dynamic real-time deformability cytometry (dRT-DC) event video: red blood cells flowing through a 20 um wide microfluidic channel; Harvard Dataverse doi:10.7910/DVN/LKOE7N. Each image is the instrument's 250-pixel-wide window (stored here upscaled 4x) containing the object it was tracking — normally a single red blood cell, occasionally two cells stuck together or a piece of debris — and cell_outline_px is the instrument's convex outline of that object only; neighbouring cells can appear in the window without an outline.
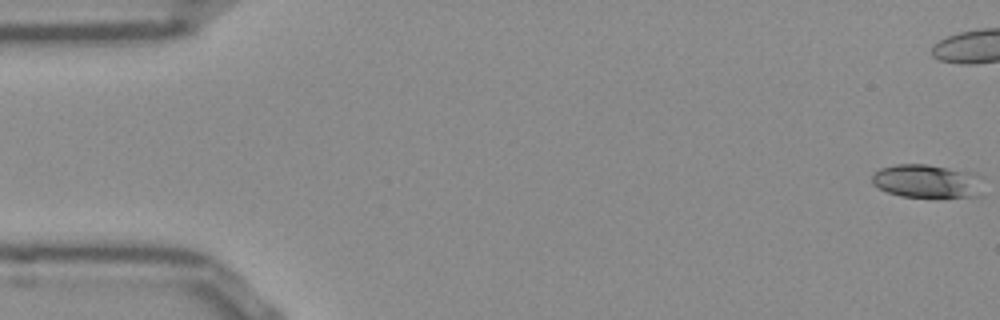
{"species": "Egyptian fruit bat (a non-hibernating species)", "species_latin": "Rousettus aegyptiacus", "temperature_condition": "room temperature", "stored_images_in_passage": 37, "camera_frame_rate_fps": 3000, "um_per_image_px": 0.085, "frame": {"image": 1, "passage_image": 1, "time_ms": 0.0, "image_size_px": [1000, 320], "cell_outline_px": [[984, 196], [940, 200], [900, 196], [888, 192], [872, 184], [872, 172], [880, 168], [896, 164], [928, 164], [976, 172], [984, 176]], "centroid_in_image_um": [78.96, 15.45], "position_along_channel_um": 6.0, "area_um2": 23.47}}
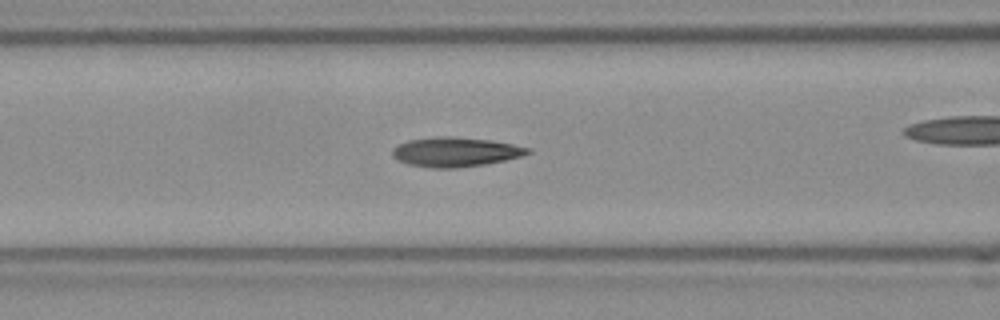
{"frame": {"image": 2, "passage_image": 21, "time_ms": 6.667, "image_size_px": [1000, 320], "cell_outline_px": [[532, 152], [520, 156], [504, 160], [484, 164], [456, 168], [432, 168], [408, 164], [396, 160], [392, 156], [392, 148], [408, 140], [444, 136], [448, 136], [488, 140], [512, 144], [532, 148]], "centroid_in_image_um": [38.69, 12.92], "position_along_channel_um": 127.9, "area_um2": 23.06}}
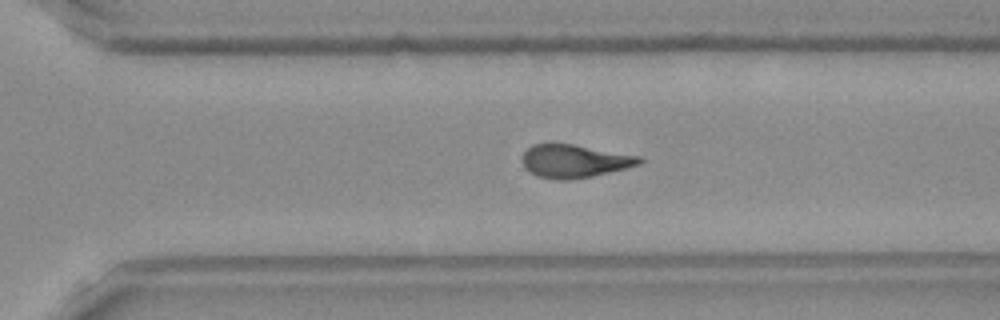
{"frame": {"image": 3, "passage_image": 36, "time_ms": 11.667, "image_size_px": [1000, 320], "cell_outline_px": [[644, 160], [640, 164], [592, 176], [568, 180], [556, 180], [536, 176], [524, 168], [520, 160], [524, 152], [532, 144], [572, 144], [640, 156]], "centroid_in_image_um": [48.77, 13.7], "position_along_channel_um": 321.8, "area_um2": 22.54}}